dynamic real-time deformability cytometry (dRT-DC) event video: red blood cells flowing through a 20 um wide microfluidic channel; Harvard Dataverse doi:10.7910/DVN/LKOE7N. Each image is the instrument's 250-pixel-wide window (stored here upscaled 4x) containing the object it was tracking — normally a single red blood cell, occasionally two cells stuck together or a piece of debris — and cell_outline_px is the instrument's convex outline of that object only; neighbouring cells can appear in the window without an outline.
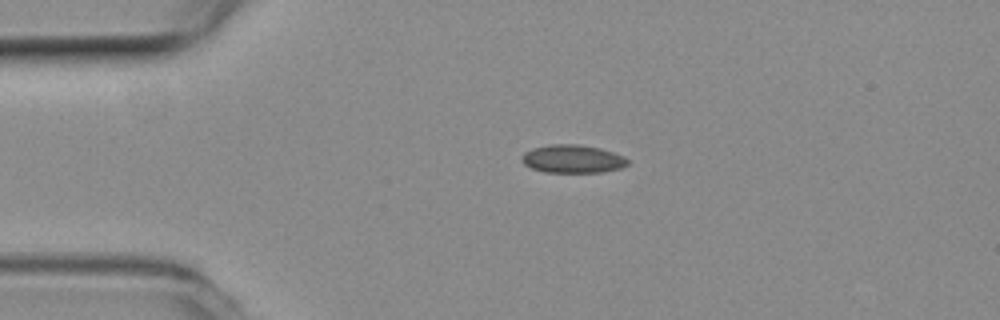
{"species": "common noctule bat (a hibernating species)", "species_latin": "Nyctalus noctula", "temperature_condition": "room temperature", "stored_images_in_passage": 2, "camera_frame_rate_fps": 3000, "um_per_image_px": 0.085, "animal": {"sex": "female", "body_mass_g": 19.3, "forearm_length_mm": 54.1}, "frame": {"image": 1, "passage_image": 1, "time_ms": 0.0, "image_size_px": [1000, 320], "cell_outline_px": [[628, 164], [620, 168], [604, 172], [544, 172], [532, 168], [524, 164], [520, 160], [520, 156], [524, 152], [532, 148], [548, 144], [580, 144], [600, 148], [624, 156], [628, 160]], "centroid_in_image_um": [48.64, 13.5], "position_along_channel_um": 36.4, "area_um2": 17.51}}